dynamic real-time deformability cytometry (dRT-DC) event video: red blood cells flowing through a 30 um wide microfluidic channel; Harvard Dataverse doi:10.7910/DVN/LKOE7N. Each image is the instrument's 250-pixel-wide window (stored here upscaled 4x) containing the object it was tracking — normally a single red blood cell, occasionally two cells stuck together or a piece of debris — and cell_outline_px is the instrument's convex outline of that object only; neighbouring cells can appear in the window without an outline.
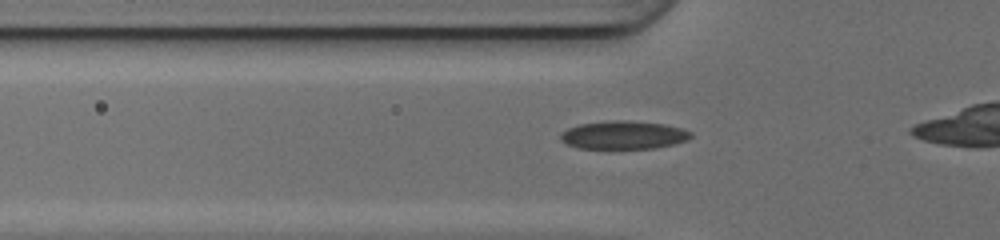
{"species": "common noctule bat (a hibernating species)", "species_latin": "Nyctalus noctula", "temperature_condition": "cold", "stored_images_in_passage": 34, "camera_frame_rate_fps": 3000, "um_per_image_px": 0.085, "animal": {"sex": "female", "body_mass_g": 17.0, "forearm_length_mm": 48.0}, "frame": {"image": 1, "passage_image": 10, "time_ms": 3.0, "image_size_px": [1000, 240], "cell_outline_px": [[692, 136], [688, 140], [656, 148], [576, 148], [560, 140], [560, 136], [568, 128], [580, 124], [612, 120], [624, 120], [664, 124], [680, 128], [692, 132]], "centroid_in_image_um": [53.01, 11.48], "position_along_channel_um": 72.8, "area_um2": 21.21}}
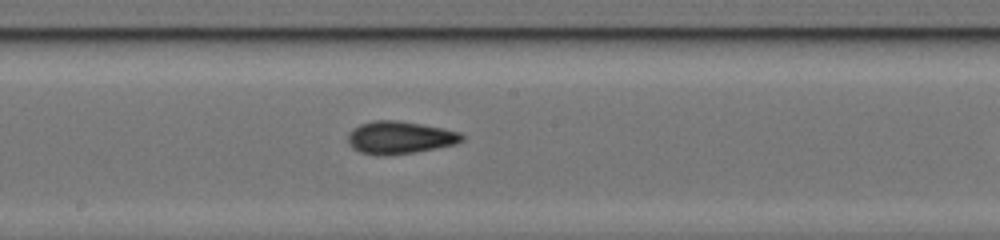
{"frame": {"image": 2, "passage_image": 20, "time_ms": 6.333, "image_size_px": [1000, 240], "cell_outline_px": [[464, 140], [456, 144], [416, 152], [388, 156], [376, 156], [360, 152], [352, 148], [348, 140], [348, 132], [352, 128], [360, 124], [372, 120], [396, 120], [444, 128], [460, 132], [464, 136]], "centroid_in_image_um": [33.97, 11.7], "position_along_channel_um": 214.2, "area_um2": 21.96}}
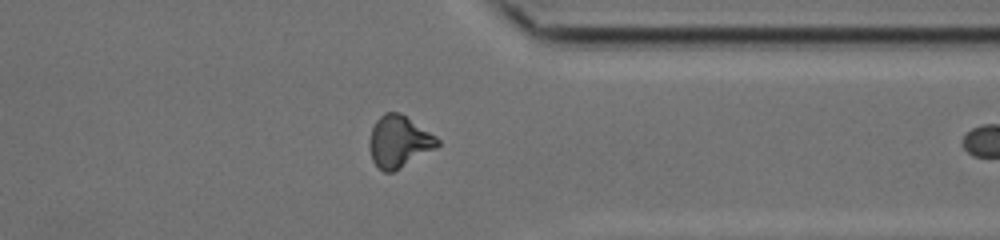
{"frame": {"image": 3, "passage_image": 32, "time_ms": 10.333, "image_size_px": [1000, 240], "cell_outline_px": [[440, 144], [436, 148], [400, 168], [392, 172], [384, 172], [372, 160], [368, 148], [368, 140], [372, 128], [376, 120], [384, 112], [400, 112], [436, 136], [440, 140]], "centroid_in_image_um": [33.89, 12.02], "position_along_channel_um": 377.5, "area_um2": 20.58}}